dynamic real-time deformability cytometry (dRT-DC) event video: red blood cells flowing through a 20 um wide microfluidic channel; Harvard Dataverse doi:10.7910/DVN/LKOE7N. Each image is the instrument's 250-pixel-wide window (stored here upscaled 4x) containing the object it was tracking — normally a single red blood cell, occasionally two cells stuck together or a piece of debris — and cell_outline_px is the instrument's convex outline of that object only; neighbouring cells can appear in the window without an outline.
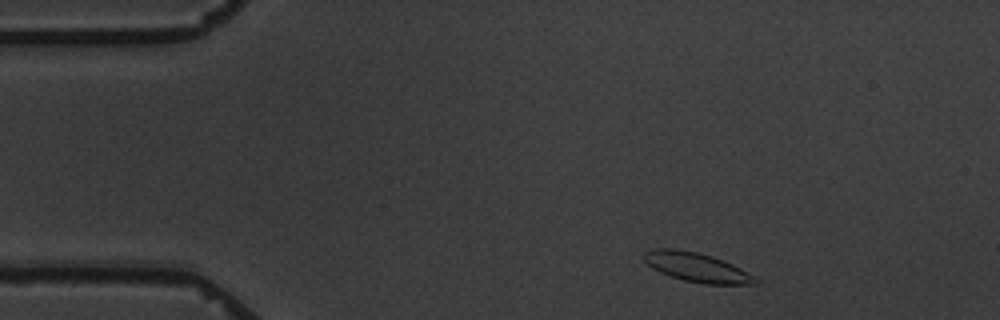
{"species": "common noctule bat (a hibernating species)", "species_latin": "Nyctalus noctula", "temperature_condition": "warm", "stored_images_in_passage": 5, "camera_frame_rate_fps": 3000, "um_per_image_px": 0.085, "animal": {"sex": "male", "body_mass_g": 19.5, "forearm_length_mm": 54.6}, "frame": {"image": 1, "passage_image": 1, "time_ms": 0.0, "image_size_px": [1000, 320], "cell_outline_px": [[760, 284], [704, 284], [684, 280], [660, 272], [652, 268], [644, 260], [644, 252], [652, 248], [676, 248], [696, 252], [712, 256], [732, 264], [740, 268], [752, 276]], "centroid_in_image_um": [59.18, 22.7], "position_along_channel_um": 25.8, "area_um2": 18.73}}
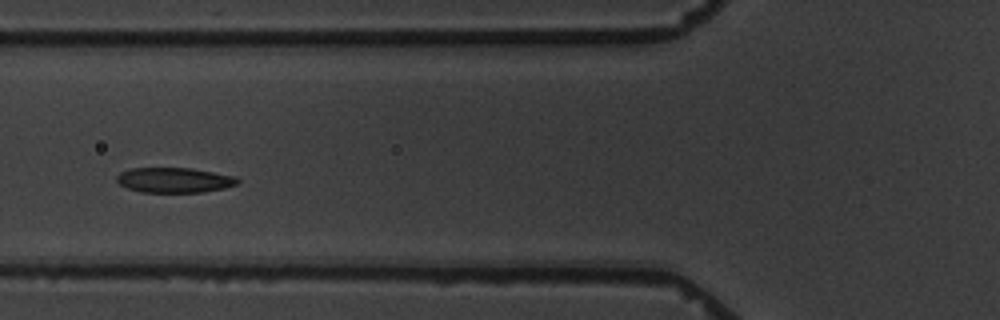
{"frame": {"image": 2, "passage_image": 5, "time_ms": 4.333, "image_size_px": [1000, 320], "cell_outline_px": [[240, 180], [236, 184], [224, 188], [200, 192], [140, 192], [128, 188], [120, 184], [116, 180], [116, 176], [120, 172], [132, 168], [192, 168], [236, 176]], "centroid_in_image_um": [14.81, 15.3], "position_along_channel_um": 111.0, "area_um2": 17.63}}